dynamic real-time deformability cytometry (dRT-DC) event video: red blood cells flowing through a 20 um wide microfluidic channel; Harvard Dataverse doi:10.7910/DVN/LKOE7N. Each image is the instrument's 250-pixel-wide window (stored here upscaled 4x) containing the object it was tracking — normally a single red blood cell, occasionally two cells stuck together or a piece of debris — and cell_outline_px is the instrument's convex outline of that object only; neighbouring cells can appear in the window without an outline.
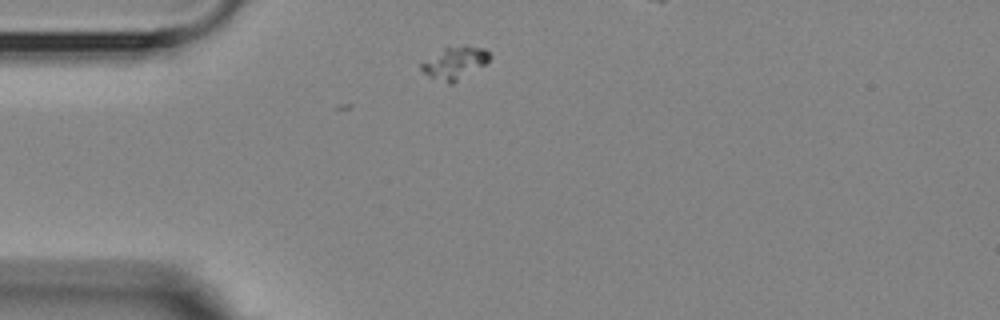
{"species": "Egyptian fruit bat (a non-hibernating species)", "species_latin": "Rousettus aegyptiacus", "temperature_condition": "room temperature", "stored_images_in_passage": 5, "camera_frame_rate_fps": 3000, "um_per_image_px": 0.085, "animal": {"sex": "female"}, "frame": {"image": 1, "passage_image": 1, "time_ms": 0.0, "image_size_px": [1000, 320], "cell_outline_px": [[492, 56], [484, 64], [452, 84], [448, 84], [428, 76], [420, 68], [420, 64], [444, 48], [460, 44], [464, 44], [484, 48]], "centroid_in_image_um": [38.67, 5.33], "position_along_channel_um": 46.3, "area_um2": 12.77}}
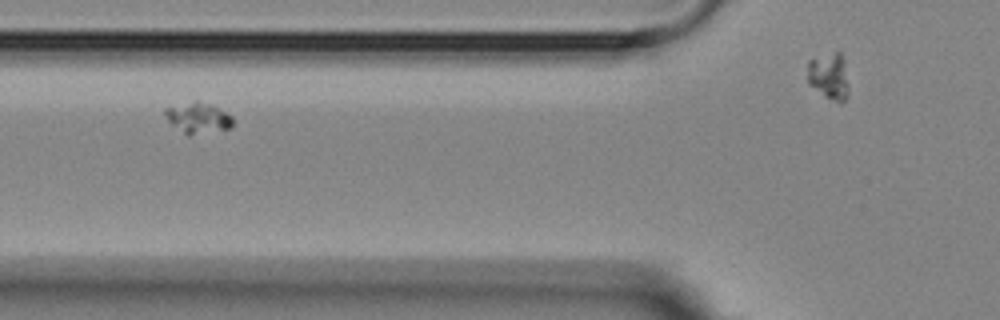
{"frame": {"image": 2, "passage_image": 3, "time_ms": 2.333, "image_size_px": [1000, 320], "cell_outline_px": [[232, 128], [188, 136], [172, 124], [168, 120], [164, 112], [164, 108], [196, 100], [212, 104], [232, 116]], "centroid_in_image_um": [16.84, 10.01], "position_along_channel_um": 109.0, "area_um2": 12.14}}
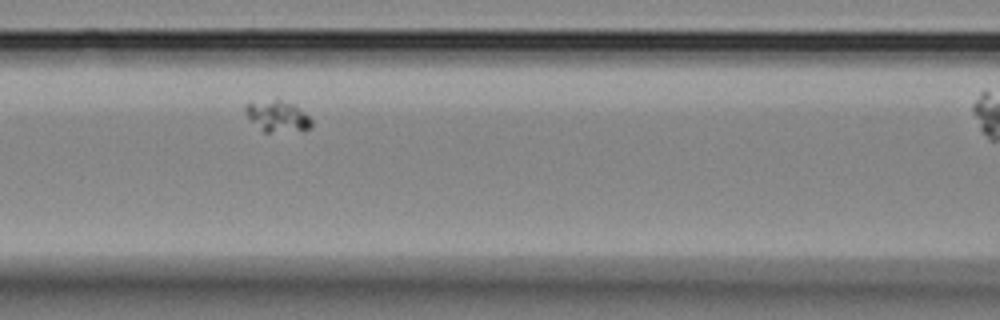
{"frame": {"image": 3, "passage_image": 4, "time_ms": 3.333, "image_size_px": [1000, 320], "cell_outline_px": [[312, 128], [268, 132], [264, 132], [244, 112], [244, 104], [276, 100], [280, 100], [292, 104], [304, 112], [312, 120]], "centroid_in_image_um": [23.58, 9.87], "position_along_channel_um": 143.0, "area_um2": 11.39}}